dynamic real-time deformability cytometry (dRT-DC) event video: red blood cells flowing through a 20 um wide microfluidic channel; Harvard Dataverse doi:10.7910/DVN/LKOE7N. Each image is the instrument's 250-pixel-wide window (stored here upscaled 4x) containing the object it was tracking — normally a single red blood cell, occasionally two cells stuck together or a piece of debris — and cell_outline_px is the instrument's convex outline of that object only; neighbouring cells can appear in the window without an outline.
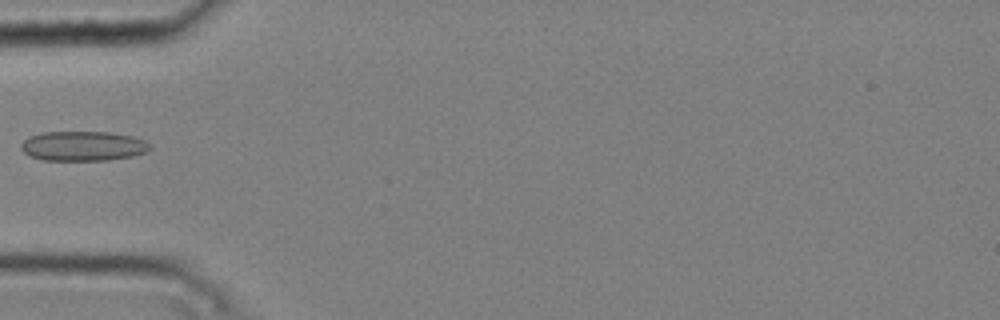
{"species": "common noctule bat (a hibernating species)", "species_latin": "Nyctalus noctula", "temperature_condition": "cold", "stored_images_in_passage": 5, "camera_frame_rate_fps": 3000, "um_per_image_px": 0.085, "animal": {"sex": "male", "body_mass_g": 20.4}, "frame": {"image": 1, "passage_image": 5, "time_ms": 1.333, "image_size_px": [1000, 320], "cell_outline_px": [[152, 148], [144, 152], [132, 156], [108, 160], [44, 160], [32, 156], [24, 152], [20, 148], [20, 144], [28, 136], [44, 132], [108, 132], [132, 136], [144, 140], [152, 144]], "centroid_in_image_um": [7.06, 12.41], "position_along_channel_um": 77.9, "area_um2": 22.31}}